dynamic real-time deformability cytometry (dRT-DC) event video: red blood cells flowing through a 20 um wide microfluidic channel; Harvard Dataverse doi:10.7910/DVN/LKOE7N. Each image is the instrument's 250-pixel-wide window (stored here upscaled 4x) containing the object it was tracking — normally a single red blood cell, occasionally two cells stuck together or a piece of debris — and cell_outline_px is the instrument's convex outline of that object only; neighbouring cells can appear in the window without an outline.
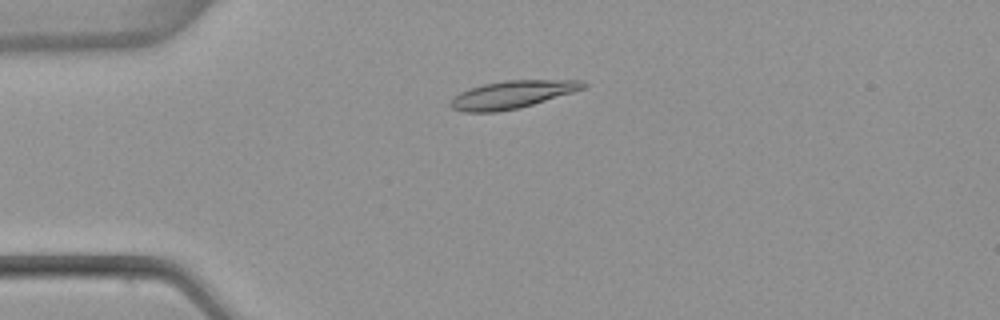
{"species": "common noctule bat (a hibernating species)", "species_latin": "Nyctalus noctula", "temperature_condition": "warm", "stored_images_in_passage": 7, "camera_frame_rate_fps": 3000, "um_per_image_px": 0.085, "animal": {"sex": "female", "body_mass_g": 22.7, "forearm_length_mm": 54.2}, "frame": {"image": 1, "passage_image": 4, "time_ms": 1.0, "image_size_px": [1000, 320], "cell_outline_px": [[588, 88], [520, 108], [496, 112], [464, 112], [452, 108], [448, 104], [460, 92], [468, 88], [484, 84], [504, 80], [584, 80], [588, 84]], "centroid_in_image_um": [43.59, 8.03], "position_along_channel_um": 41.4, "area_um2": 21.62}}
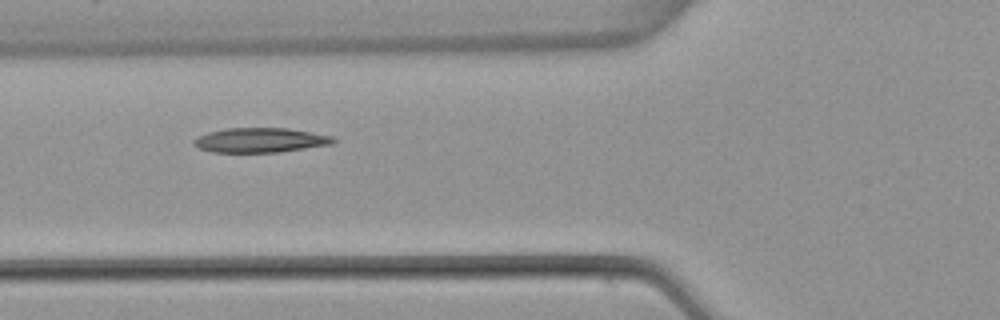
{"frame": {"image": 2, "passage_image": 6, "time_ms": 1.667, "image_size_px": [1000, 320], "cell_outline_px": [[336, 140], [332, 144], [280, 152], [212, 152], [200, 148], [192, 144], [192, 140], [208, 132], [224, 128], [288, 128], [332, 136]], "centroid_in_image_um": [22.11, 11.91], "position_along_channel_um": 103.7, "area_um2": 19.94}}
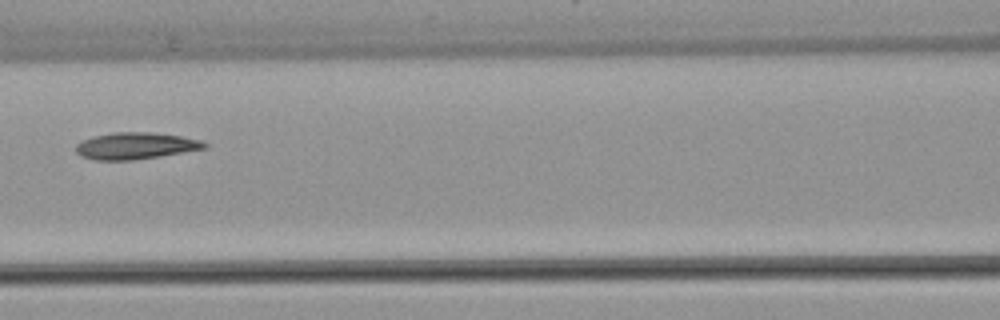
{"frame": {"image": 3, "passage_image": 7, "time_ms": 2.0, "image_size_px": [1000, 320], "cell_outline_px": [[208, 148], [160, 156], [132, 160], [96, 160], [80, 156], [76, 152], [76, 144], [92, 136], [112, 132], [152, 132], [180, 136], [200, 140], [208, 144]], "centroid_in_image_um": [11.52, 12.39], "position_along_channel_um": 155.1, "area_um2": 20.06}}